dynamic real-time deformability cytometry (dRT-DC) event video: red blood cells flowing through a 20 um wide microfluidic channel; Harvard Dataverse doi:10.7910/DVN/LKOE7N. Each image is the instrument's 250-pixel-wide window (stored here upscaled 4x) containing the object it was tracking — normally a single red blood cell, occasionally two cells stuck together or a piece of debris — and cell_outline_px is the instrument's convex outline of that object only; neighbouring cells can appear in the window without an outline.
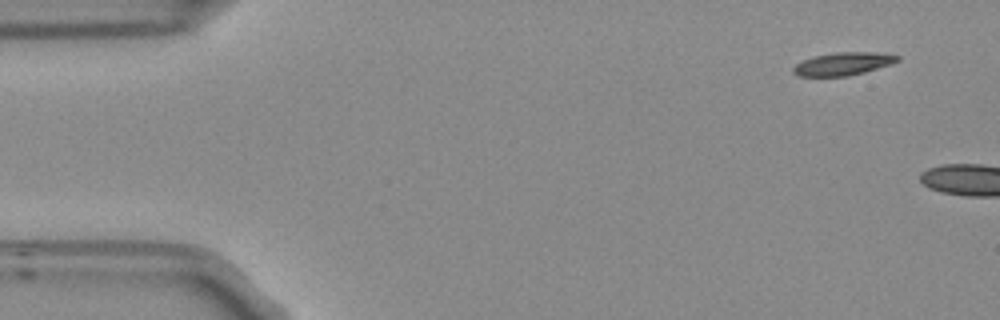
{"species": "Egyptian fruit bat (a non-hibernating species)", "species_latin": "Rousettus aegyptiacus", "temperature_condition": "room temperature", "stored_images_in_passage": 4, "camera_frame_rate_fps": 3000, "um_per_image_px": 0.085, "frame": {"image": 1, "passage_image": 1, "time_ms": 0.0, "image_size_px": [1000, 320], "cell_outline_px": [[900, 60], [892, 64], [864, 72], [848, 76], [800, 76], [792, 72], [792, 68], [796, 64], [812, 56], [836, 52], [884, 52], [900, 56]], "centroid_in_image_um": [71.7, 5.41], "position_along_channel_um": 13.3, "area_um2": 14.05}}